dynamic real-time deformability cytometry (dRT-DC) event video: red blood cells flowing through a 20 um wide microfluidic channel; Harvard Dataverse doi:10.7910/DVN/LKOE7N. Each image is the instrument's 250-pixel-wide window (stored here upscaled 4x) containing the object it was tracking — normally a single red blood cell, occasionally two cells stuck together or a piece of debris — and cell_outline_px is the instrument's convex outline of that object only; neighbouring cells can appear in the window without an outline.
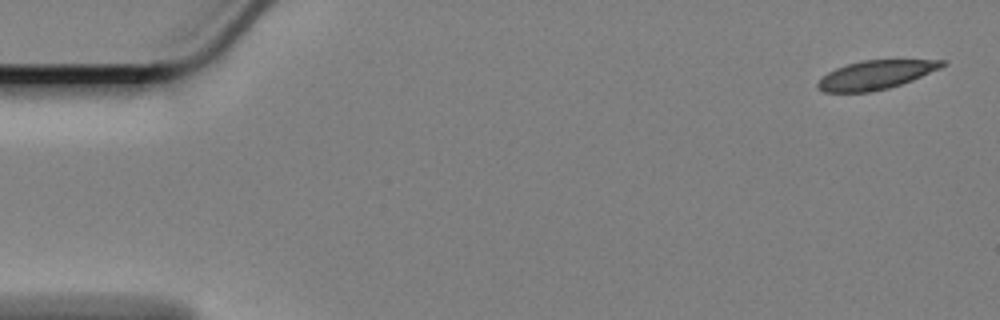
{"species": "Egyptian fruit bat (a non-hibernating species)", "species_latin": "Rousettus aegyptiacus", "temperature_condition": "cold", "stored_images_in_passage": 58, "camera_frame_rate_fps": 3000, "um_per_image_px": 0.085, "animal": {"sex": "female"}, "frame": {"image": 1, "passage_image": 1, "time_ms": 0.0, "image_size_px": [1000, 320], "cell_outline_px": [[948, 64], [940, 68], [912, 80], [888, 88], [868, 92], [824, 92], [816, 88], [816, 84], [828, 72], [836, 68], [848, 64], [864, 60], [948, 60]], "centroid_in_image_um": [74.44, 6.36], "position_along_channel_um": 10.6, "area_um2": 20.69}}
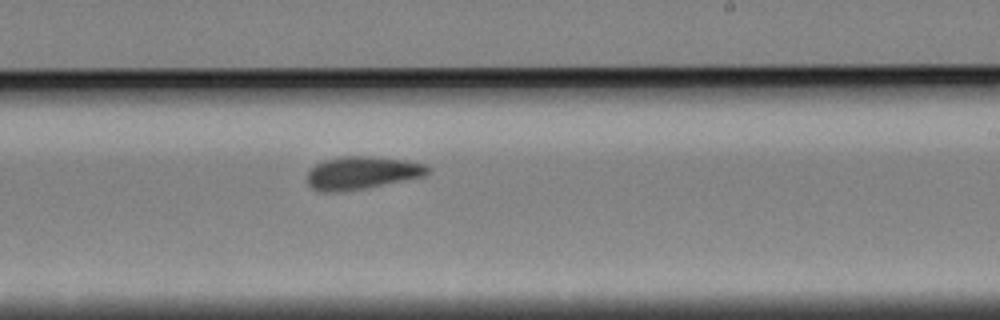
{"frame": {"image": 2, "passage_image": 34, "time_ms": 11.0, "image_size_px": [1000, 320], "cell_outline_px": [[428, 172], [424, 176], [364, 188], [340, 192], [316, 192], [308, 184], [308, 172], [316, 164], [324, 160], [340, 156], [372, 156], [404, 160], [424, 164], [428, 168]], "centroid_in_image_um": [30.7, 14.69], "position_along_channel_um": 258.3, "area_um2": 22.89}}
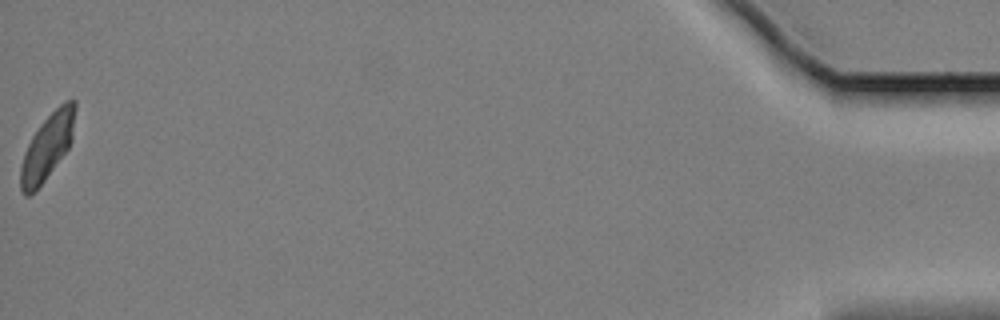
{"frame": {"image": 3, "passage_image": 58, "time_ms": 19.0, "image_size_px": [1000, 320], "cell_outline_px": [[76, 108], [72, 140], [68, 148], [44, 180], [28, 196], [24, 196], [20, 188], [20, 168], [24, 152], [32, 136], [40, 124], [64, 100], [76, 100]], "centroid_in_image_um": [4.02, 12.44], "position_along_channel_um": 431.2, "area_um2": 20.58}, "authors_computed_cell_mechanics": {"area_um2": 22.1952, "velocity_mm_per_s": 3.3696, "shape_relaxation_time_tau1_ms": null, "shape_relaxation_time_tau2_ms": 3.3595, "deformation_change_tau1": null, "deformation_change_tau2": 0.087}}